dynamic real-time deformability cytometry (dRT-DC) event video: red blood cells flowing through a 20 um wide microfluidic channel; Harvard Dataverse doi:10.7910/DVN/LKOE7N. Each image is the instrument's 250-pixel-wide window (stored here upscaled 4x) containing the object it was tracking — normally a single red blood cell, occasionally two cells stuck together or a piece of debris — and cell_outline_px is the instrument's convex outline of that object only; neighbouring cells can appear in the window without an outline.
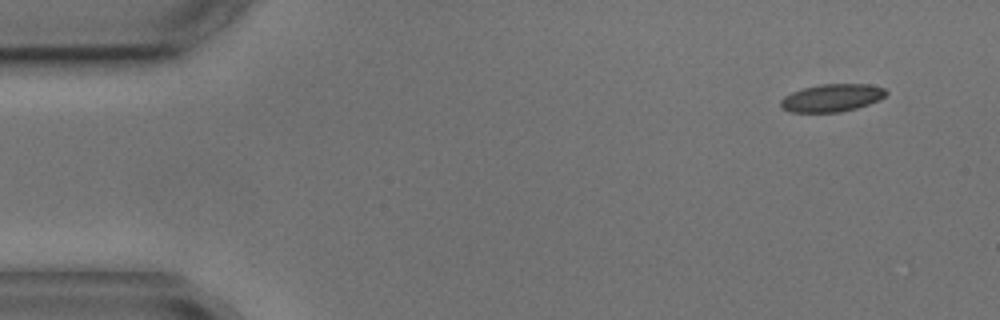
{"species": "common noctule bat (a hibernating species)", "species_latin": "Nyctalus noctula", "temperature_condition": "cold", "stored_images_in_passage": 5, "segment_of_instrument_passage": [1, 2], "camera_frame_rate_fps": 3000, "um_per_image_px": 0.085, "animal": {"sex": "male", "body_mass_g": 17.9, "forearm_length_mm": 54.2}, "frame": {"image": 1, "passage_image": 1, "time_ms": 0.0, "image_size_px": [1000, 320], "cell_outline_px": [[888, 92], [880, 100], [856, 108], [840, 112], [788, 112], [780, 108], [780, 100], [784, 96], [792, 92], [804, 88], [820, 84], [868, 84], [884, 88]], "centroid_in_image_um": [70.68, 8.32], "position_along_channel_um": 14.3, "area_um2": 17.05}}
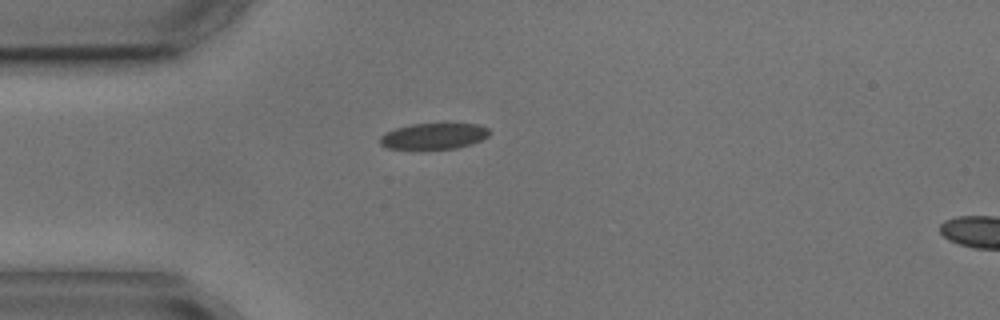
{"frame": {"image": 2, "passage_image": 4, "time_ms": 3.333, "image_size_px": [1000, 320], "cell_outline_px": [[492, 132], [488, 136], [472, 144], [456, 148], [388, 148], [380, 144], [380, 136], [396, 128], [412, 124], [476, 124], [488, 128]], "centroid_in_image_um": [36.91, 11.56], "position_along_channel_um": 48.1, "area_um2": 16.24}}